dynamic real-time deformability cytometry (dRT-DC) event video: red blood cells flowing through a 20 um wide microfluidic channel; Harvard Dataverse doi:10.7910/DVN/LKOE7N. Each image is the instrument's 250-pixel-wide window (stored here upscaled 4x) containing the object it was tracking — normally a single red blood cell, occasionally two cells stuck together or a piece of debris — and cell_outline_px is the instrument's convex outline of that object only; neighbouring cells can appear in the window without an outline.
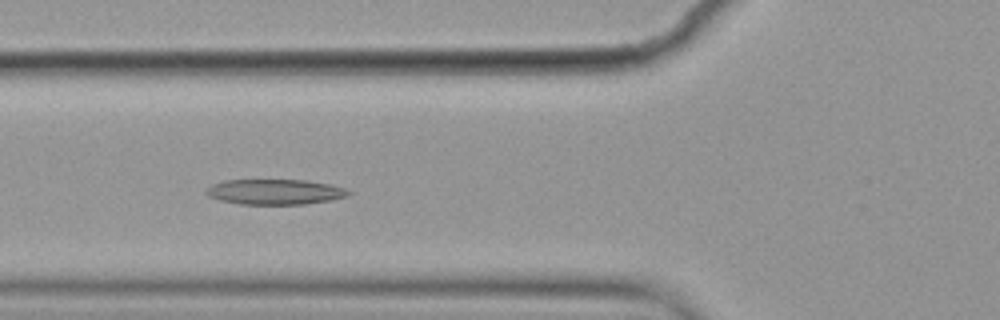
{"species": "common noctule bat (a hibernating species)", "species_latin": "Nyctalus noctula", "temperature_condition": "cold", "stored_images_in_passage": 40, "camera_frame_rate_fps": 3000, "um_per_image_px": 0.085, "animal": {"sex": "female", "body_mass_g": 19.9}, "frame": {"image": 1, "passage_image": 6, "time_ms": 1.667, "image_size_px": [1000, 320], "cell_outline_px": [[352, 192], [348, 196], [332, 200], [304, 204], [240, 204], [220, 200], [208, 196], [204, 192], [212, 184], [224, 180], [308, 180], [332, 184], [348, 188]], "centroid_in_image_um": [23.43, 16.3], "position_along_channel_um": 102.4, "area_um2": 21.21}}
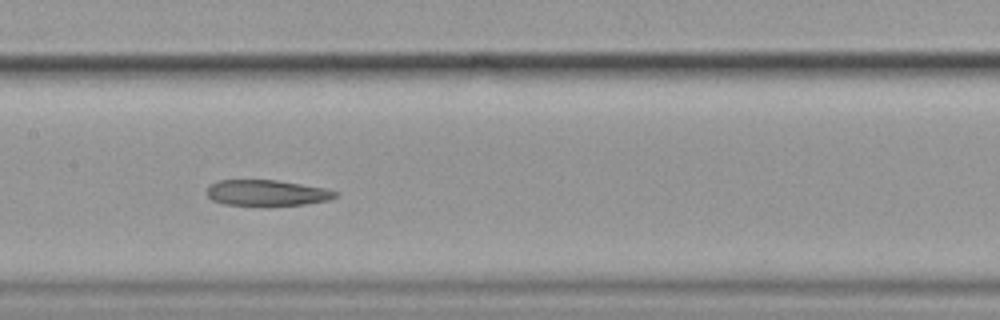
{"frame": {"image": 2, "passage_image": 13, "time_ms": 4.0, "image_size_px": [1000, 320], "cell_outline_px": [[340, 192], [336, 196], [328, 200], [304, 204], [268, 208], [224, 204], [212, 200], [208, 196], [208, 188], [216, 180], [276, 180], [324, 188]], "centroid_in_image_um": [22.68, 16.43], "position_along_channel_um": 184.7, "area_um2": 19.94}}
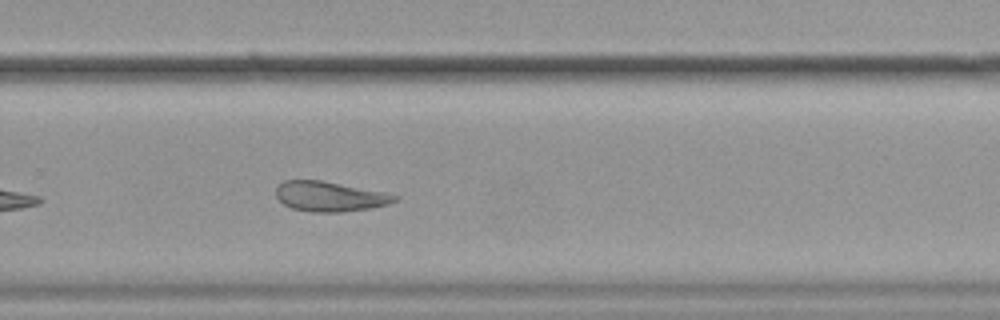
{"frame": {"image": 3, "passage_image": 23, "time_ms": 7.333, "image_size_px": [1000, 320], "cell_outline_px": [[400, 196], [396, 200], [388, 204], [368, 208], [340, 212], [312, 212], [292, 208], [284, 204], [276, 196], [276, 188], [284, 180], [320, 180], [384, 192]], "centroid_in_image_um": [28.01, 16.69], "position_along_channel_um": 301.8, "area_um2": 20.46}, "authors_computed_cell_mechanics": {"area_um2": 20.7213, "velocity_mm_per_s": 3.5291, "shape_relaxation_time_tau1_ms": null, "shape_relaxation_time_tau2_ms": 5.4908, "deformation_change_tau1": null, "deformation_change_tau2": 0.1427}}